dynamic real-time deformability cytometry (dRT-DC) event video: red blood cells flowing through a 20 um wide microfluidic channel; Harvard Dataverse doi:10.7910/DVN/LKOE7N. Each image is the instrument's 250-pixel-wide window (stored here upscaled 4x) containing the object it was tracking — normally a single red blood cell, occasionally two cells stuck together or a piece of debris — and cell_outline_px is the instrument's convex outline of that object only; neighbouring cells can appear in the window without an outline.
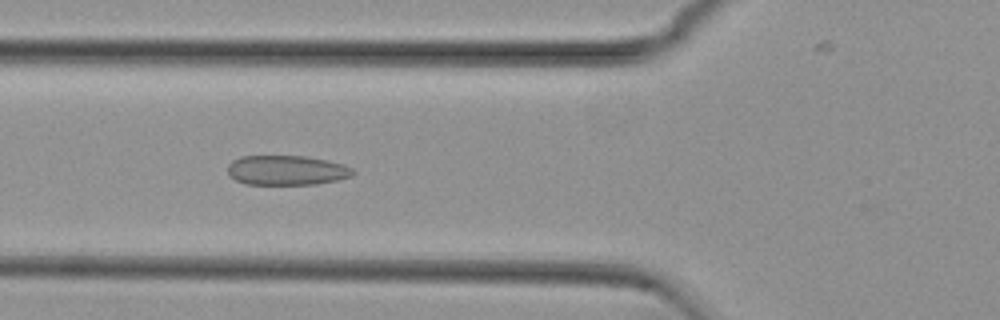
{"species": "common noctule bat (a hibernating species)", "species_latin": "Nyctalus noctula", "temperature_condition": "cold", "stored_images_in_passage": 45, "camera_frame_rate_fps": 3000, "um_per_image_px": 0.085, "animal": {"sex": "female", "body_mass_g": 29.2, "forearm_length_mm": 56.3}, "frame": {"image": 1, "passage_image": 14, "time_ms": 4.333, "image_size_px": [1000, 320], "cell_outline_px": [[356, 172], [352, 176], [336, 180], [316, 184], [244, 184], [228, 176], [228, 164], [232, 160], [240, 156], [304, 156], [328, 160], [344, 164], [352, 168]], "centroid_in_image_um": [24.36, 14.47], "position_along_channel_um": 101.4, "area_um2": 21.85}}
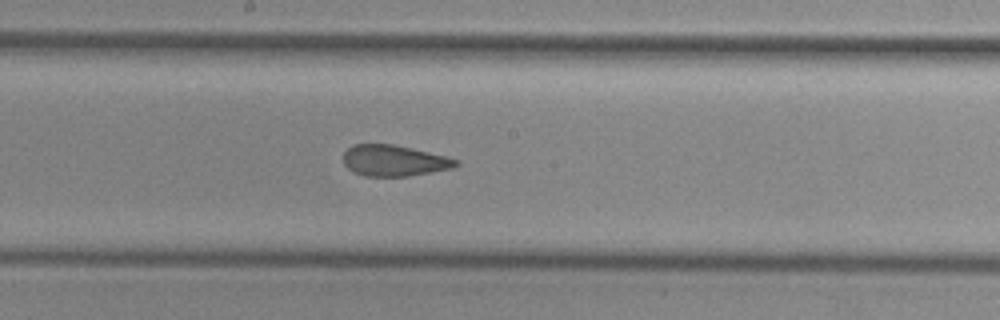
{"frame": {"image": 2, "passage_image": 23, "time_ms": 7.333, "image_size_px": [1000, 320], "cell_outline_px": [[460, 164], [452, 168], [408, 176], [364, 176], [352, 172], [344, 164], [344, 152], [352, 144], [392, 144], [412, 148], [448, 156], [460, 160]], "centroid_in_image_um": [33.51, 13.65], "position_along_channel_um": 214.7, "area_um2": 20.52}}
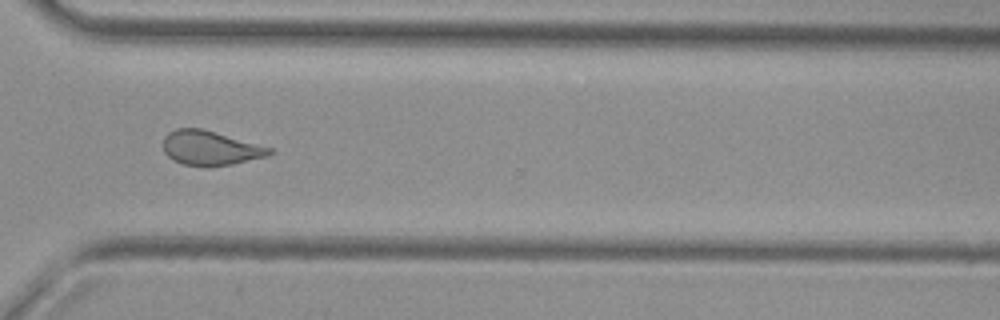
{"frame": {"image": 3, "passage_image": 34, "time_ms": 11.0, "image_size_px": [1000, 320], "cell_outline_px": [[272, 152], [268, 156], [232, 164], [208, 168], [184, 164], [172, 160], [164, 152], [164, 136], [168, 132], [176, 128], [200, 128], [272, 148]], "centroid_in_image_um": [17.84, 12.6], "position_along_channel_um": 352.8, "area_um2": 21.33}, "authors_computed_cell_mechanics": {"area_um2": 21.8484, "velocity_mm_per_s": 3.7689, "shape_relaxation_time_tau1_ms": null, "shape_relaxation_time_tau2_ms": 1.7188, "deformation_change_tau1": null, "deformation_change_tau2": 0.0856}}